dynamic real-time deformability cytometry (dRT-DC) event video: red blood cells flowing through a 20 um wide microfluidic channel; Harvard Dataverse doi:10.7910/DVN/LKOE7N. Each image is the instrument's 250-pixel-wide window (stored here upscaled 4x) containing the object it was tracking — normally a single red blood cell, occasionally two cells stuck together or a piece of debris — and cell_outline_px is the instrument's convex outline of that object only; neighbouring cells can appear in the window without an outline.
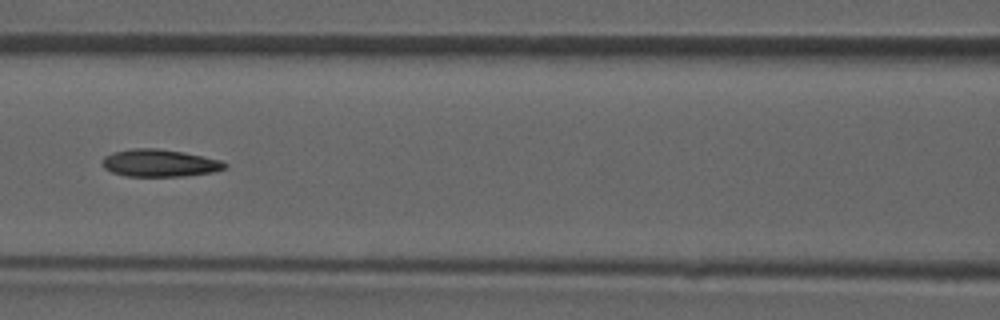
{"species": "common noctule bat (a hibernating species)", "species_latin": "Nyctalus noctula", "temperature_condition": "room temperature", "stored_images_in_passage": 48, "camera_frame_rate_fps": 3000, "um_per_image_px": 0.085, "animal": {"sex": "male", "forearm_length_mm": 52.5}, "frame": {"image": 1, "passage_image": 21, "time_ms": 6.667, "image_size_px": [1000, 320], "cell_outline_px": [[228, 168], [216, 172], [184, 176], [124, 176], [112, 172], [104, 168], [104, 156], [112, 152], [132, 148], [156, 148], [184, 152], [220, 160], [228, 164]], "centroid_in_image_um": [13.61, 13.86], "position_along_channel_um": 153.0, "area_um2": 19.65}}